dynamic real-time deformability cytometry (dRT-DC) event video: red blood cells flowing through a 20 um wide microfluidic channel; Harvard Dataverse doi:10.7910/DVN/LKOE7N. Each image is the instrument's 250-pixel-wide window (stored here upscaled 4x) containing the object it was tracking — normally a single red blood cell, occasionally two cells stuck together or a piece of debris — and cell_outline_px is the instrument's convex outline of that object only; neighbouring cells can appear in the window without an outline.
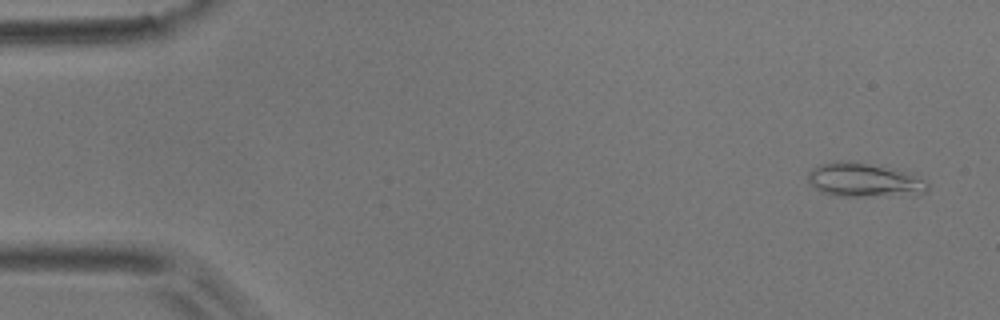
{"species": "common noctule bat (a hibernating species)", "species_latin": "Nyctalus noctula", "temperature_condition": "room temperature", "stored_images_in_passage": 55, "camera_frame_rate_fps": 3000, "um_per_image_px": 0.085, "animal": {"sex": "male", "body_mass_g": 17.9}, "frame": {"image": 1, "passage_image": 3, "time_ms": 0.667, "image_size_px": [1000, 320], "cell_outline_px": [[928, 192], [860, 196], [836, 196], [820, 192], [808, 180], [808, 172], [812, 168], [820, 164], [836, 160], [840, 160], [868, 164], [912, 172], [928, 184]], "centroid_in_image_um": [73.39, 15.28], "position_along_channel_um": 11.6, "area_um2": 23.24}}
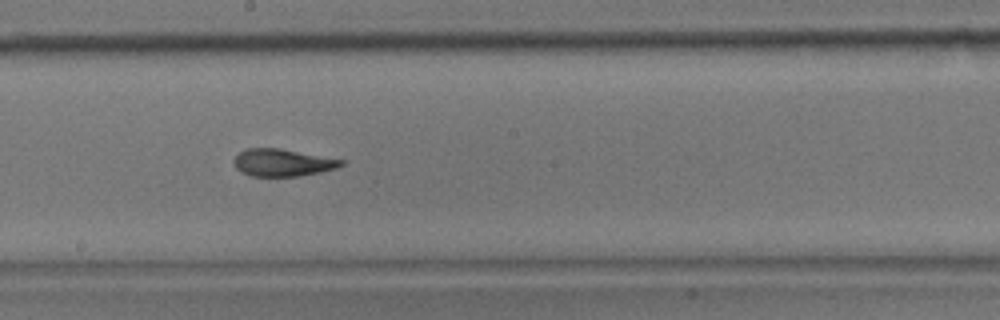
{"frame": {"image": 2, "passage_image": 30, "time_ms": 9.667, "image_size_px": [1000, 320], "cell_outline_px": [[344, 164], [336, 168], [320, 172], [296, 176], [252, 176], [240, 172], [236, 168], [232, 160], [244, 148], [280, 148], [344, 160]], "centroid_in_image_um": [23.98, 13.82], "position_along_channel_um": 224.2, "area_um2": 17.05}}
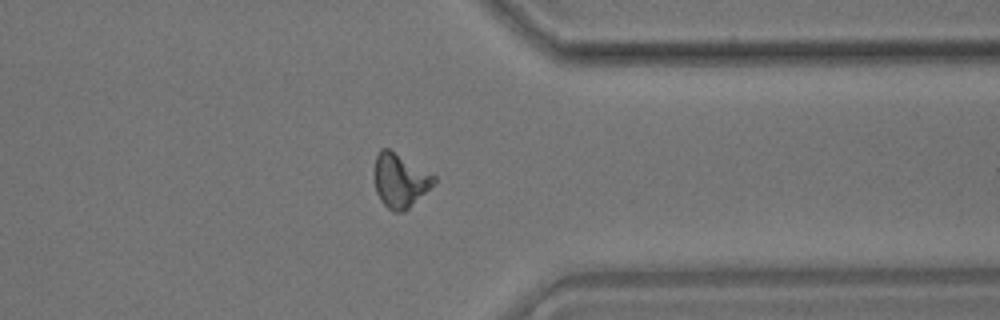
{"frame": {"image": 3, "passage_image": 43, "time_ms": 14.0, "image_size_px": [1000, 320], "cell_outline_px": [[436, 180], [404, 212], [392, 212], [380, 200], [376, 192], [372, 176], [372, 168], [376, 156], [380, 148], [388, 148], [436, 176]], "centroid_in_image_um": [33.91, 15.32], "position_along_channel_um": 377.5, "area_um2": 18.73}, "authors_computed_cell_mechanics": {"area_um2": 18.0914, "velocity_mm_per_s": 3.6799, "shape_relaxation_time_tau1_ms": 5.4512, "shape_relaxation_time_tau2_ms": 2.8198, "deformation_change_tau1": 0.1648, "deformation_change_tau2": 0.1119}}